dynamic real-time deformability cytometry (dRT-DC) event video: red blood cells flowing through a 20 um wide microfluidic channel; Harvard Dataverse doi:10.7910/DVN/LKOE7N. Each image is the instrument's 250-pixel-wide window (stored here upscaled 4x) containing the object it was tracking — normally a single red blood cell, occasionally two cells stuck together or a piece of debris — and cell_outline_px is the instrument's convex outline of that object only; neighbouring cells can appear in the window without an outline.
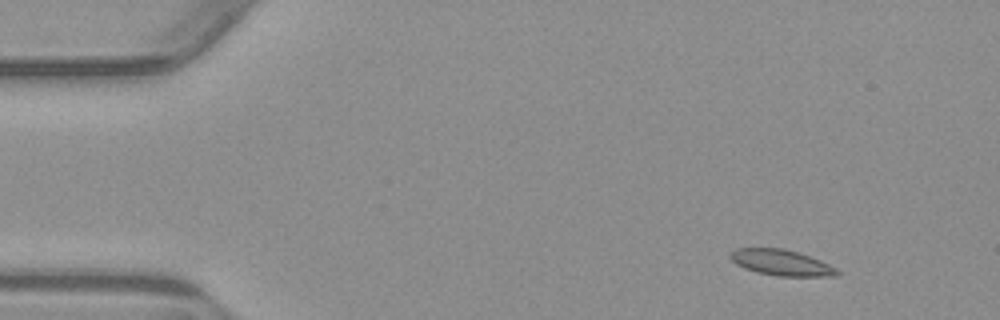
{"species": "common noctule bat (a hibernating species)", "species_latin": "Nyctalus noctula", "temperature_condition": "warm", "stored_images_in_passage": 4, "camera_frame_rate_fps": 3000, "um_per_image_px": 0.085, "animal": {"sex": "male", "body_mass_g": 23.1, "forearm_length_mm": 52.7}, "frame": {"image": 1, "passage_image": 1, "time_ms": 0.0, "image_size_px": [1000, 320], "cell_outline_px": [[840, 276], [780, 276], [756, 272], [744, 268], [736, 264], [728, 256], [728, 252], [736, 248], [784, 248], [820, 260], [836, 268], [840, 272]], "centroid_in_image_um": [66.38, 22.32], "position_along_channel_um": 18.6, "area_um2": 16.13}}
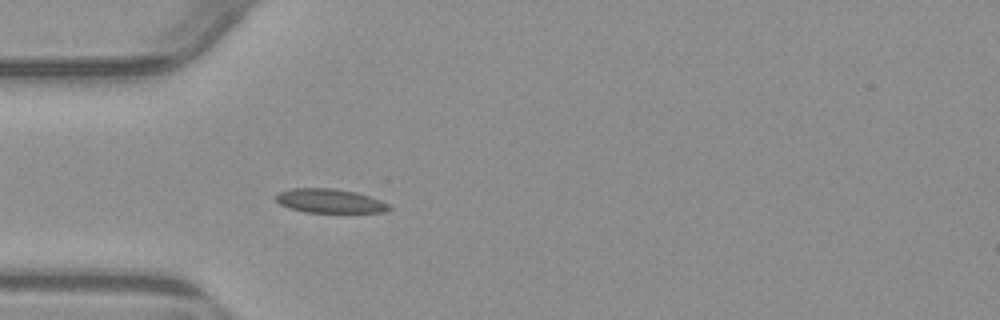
{"frame": {"image": 2, "passage_image": 4, "time_ms": 3.333, "image_size_px": [1000, 320], "cell_outline_px": [[392, 208], [384, 212], [304, 212], [280, 204], [272, 196], [280, 192], [292, 188], [332, 188], [356, 192], [380, 200], [388, 204]], "centroid_in_image_um": [28.01, 17.07], "position_along_channel_um": 57.0, "area_um2": 15.72}}